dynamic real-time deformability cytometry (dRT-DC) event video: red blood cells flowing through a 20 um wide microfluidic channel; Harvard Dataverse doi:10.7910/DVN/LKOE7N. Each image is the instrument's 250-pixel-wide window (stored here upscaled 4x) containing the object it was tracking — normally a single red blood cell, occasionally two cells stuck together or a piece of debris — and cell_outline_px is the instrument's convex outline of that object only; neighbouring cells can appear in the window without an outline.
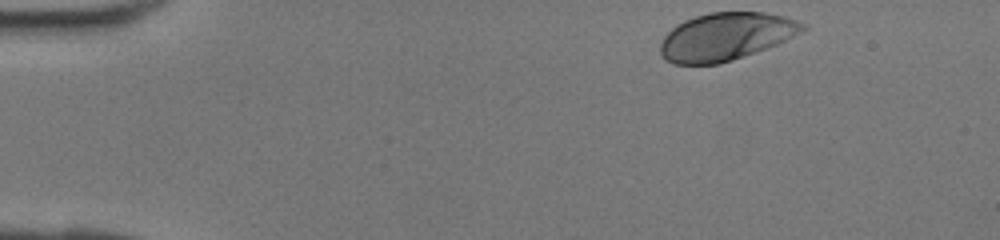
{"species": "human", "species_latin": "Homo sapiens", "temperature_condition": "room temperature", "stored_images_in_passage": 37, "camera_frame_rate_fps": 3000, "um_per_image_px": 0.085, "donor": {"sex": "female"}, "frame": {"image": 1, "passage_image": 1, "time_ms": 0.0, "image_size_px": [1000, 240], "cell_outline_px": [[808, 28], [776, 44], [732, 60], [720, 64], [672, 64], [664, 60], [660, 56], [660, 44], [664, 36], [676, 24], [684, 20], [708, 12], [764, 12], [784, 16], [808, 24]], "centroid_in_image_um": [61.66, 3.11], "position_along_channel_um": 23.3, "area_um2": 39.54}}
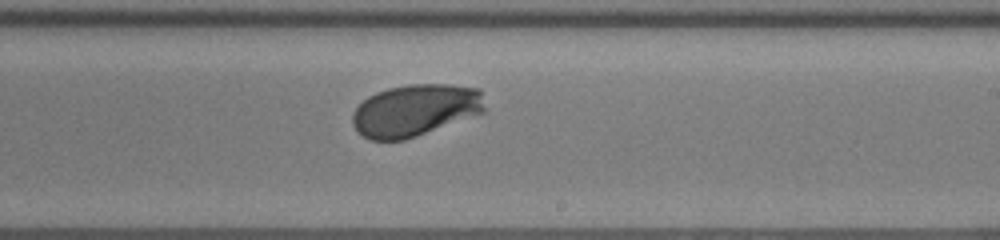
{"frame": {"image": 2, "passage_image": 21, "time_ms": 6.667, "image_size_px": [1000, 240], "cell_outline_px": [[484, 112], [416, 136], [404, 140], [368, 140], [356, 132], [352, 124], [352, 112], [368, 96], [376, 92], [388, 88], [408, 84], [448, 84], [480, 88], [484, 108]], "centroid_in_image_um": [35.24, 9.37], "position_along_channel_um": 253.8, "area_um2": 40.11}}
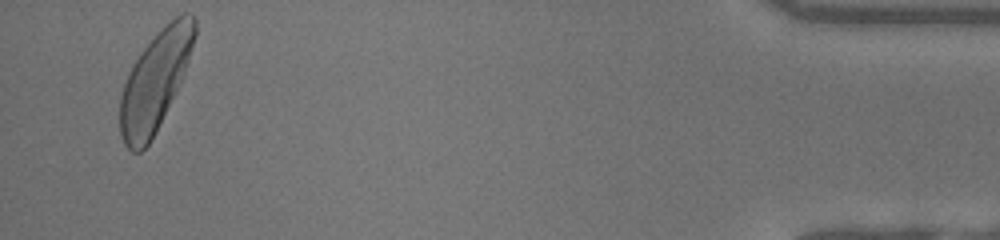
{"frame": {"image": 3, "passage_image": 36, "time_ms": 11.667, "image_size_px": [1000, 240], "cell_outline_px": [[196, 36], [184, 76], [180, 84], [148, 144], [140, 152], [132, 152], [124, 144], [120, 136], [120, 96], [128, 72], [132, 64], [140, 52], [180, 12], [188, 12], [196, 20]], "centroid_in_image_um": [13.19, 6.89], "position_along_channel_um": 422.0, "area_um2": 42.43}}